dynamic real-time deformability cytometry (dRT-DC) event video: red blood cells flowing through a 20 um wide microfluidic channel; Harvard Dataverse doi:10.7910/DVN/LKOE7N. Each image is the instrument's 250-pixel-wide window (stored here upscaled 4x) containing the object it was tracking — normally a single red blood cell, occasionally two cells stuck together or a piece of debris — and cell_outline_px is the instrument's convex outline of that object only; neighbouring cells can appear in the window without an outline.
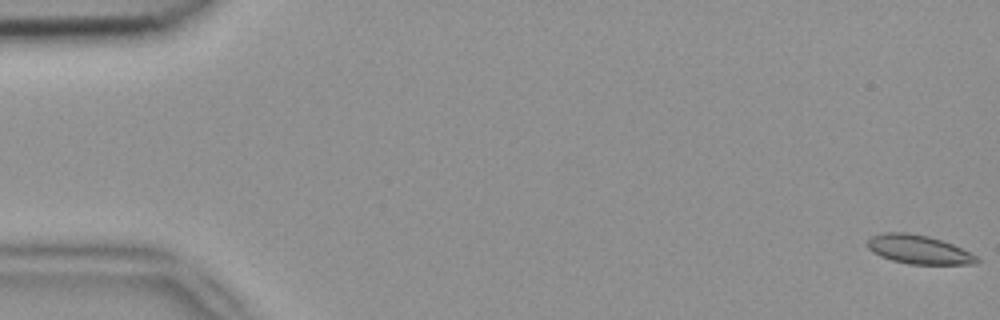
{"species": "common noctule bat (a hibernating species)", "species_latin": "Nyctalus noctula", "temperature_condition": "room temperature", "stored_images_in_passage": 53, "camera_frame_rate_fps": 3000, "um_per_image_px": 0.085, "animal": {"sex": "female", "body_mass_g": 18.4}, "frame": {"image": 1, "passage_image": 1, "time_ms": 0.0, "image_size_px": [1000, 320], "cell_outline_px": [[980, 260], [976, 264], [908, 264], [892, 260], [880, 256], [872, 252], [868, 248], [868, 240], [872, 236], [884, 232], [908, 232], [928, 236], [952, 244], [976, 256]], "centroid_in_image_um": [78.06, 21.21], "position_along_channel_um": 6.9, "area_um2": 18.21}}
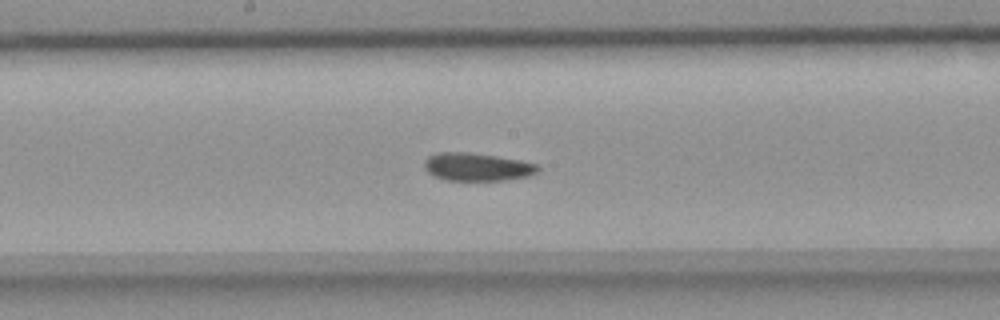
{"frame": {"image": 2, "passage_image": 28, "time_ms": 9.0, "image_size_px": [1000, 320], "cell_outline_px": [[540, 168], [536, 172], [528, 176], [504, 180], [444, 180], [432, 176], [424, 168], [424, 160], [428, 156], [440, 152], [468, 152], [496, 156], [520, 160], [536, 164]], "centroid_in_image_um": [40.5, 14.18], "position_along_channel_um": 207.7, "area_um2": 18.5}}
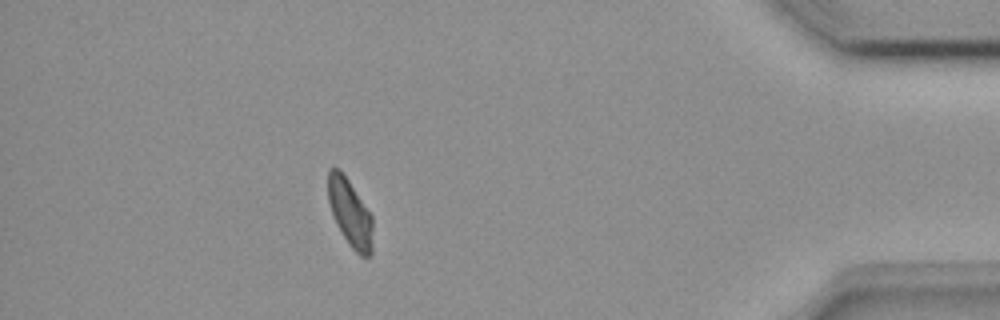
{"frame": {"image": 3, "passage_image": 47, "time_ms": 15.333, "image_size_px": [1000, 320], "cell_outline_px": [[372, 252], [368, 256], [360, 256], [348, 244], [336, 224], [328, 200], [328, 168], [340, 168], [372, 216]], "centroid_in_image_um": [29.74, 18.1], "position_along_channel_um": 405.5, "area_um2": 17.4}, "authors_computed_cell_mechanics": {"area_um2": 18.5538, "velocity_mm_per_s": 3.8907, "shape_relaxation_time_tau1_ms": 3.9402, "shape_relaxation_time_tau2_ms": 2.3332, "deformation_change_tau1": 0.0932, "deformation_change_tau2": 0.0732}}